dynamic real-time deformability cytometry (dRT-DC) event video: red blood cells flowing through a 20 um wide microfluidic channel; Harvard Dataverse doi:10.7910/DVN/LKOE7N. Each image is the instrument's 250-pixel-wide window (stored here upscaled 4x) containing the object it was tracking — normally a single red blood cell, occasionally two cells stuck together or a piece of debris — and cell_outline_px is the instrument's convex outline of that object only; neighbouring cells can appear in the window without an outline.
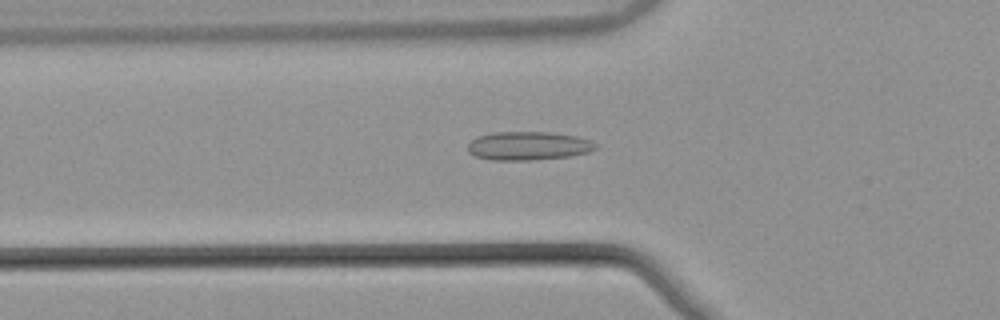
{"species": "common noctule bat (a hibernating species)", "species_latin": "Nyctalus noctula", "temperature_condition": "warm", "stored_images_in_passage": 53, "camera_frame_rate_fps": 3000, "um_per_image_px": 0.085, "animal": {"sex": "male", "body_mass_g": 21.5, "forearm_length_mm": 52.0}, "frame": {"image": 1, "passage_image": 19, "time_ms": 6.0, "image_size_px": [1000, 320], "cell_outline_px": [[596, 148], [588, 152], [572, 156], [532, 160], [492, 160], [476, 156], [468, 152], [468, 144], [476, 136], [492, 132], [548, 132], [576, 136], [592, 140], [596, 144]], "centroid_in_image_um": [44.9, 12.39], "position_along_channel_um": 80.9, "area_um2": 21.39}}
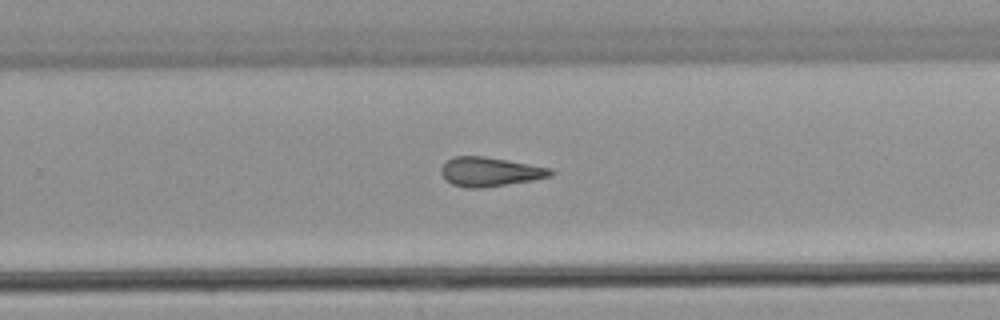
{"frame": {"image": 2, "passage_image": 35, "time_ms": 11.333, "image_size_px": [1000, 320], "cell_outline_px": [[552, 176], [532, 180], [484, 188], [464, 188], [452, 184], [444, 176], [440, 168], [448, 160], [456, 156], [484, 156], [552, 168]], "centroid_in_image_um": [41.66, 14.6], "position_along_channel_um": 288.1, "area_um2": 18.44}}
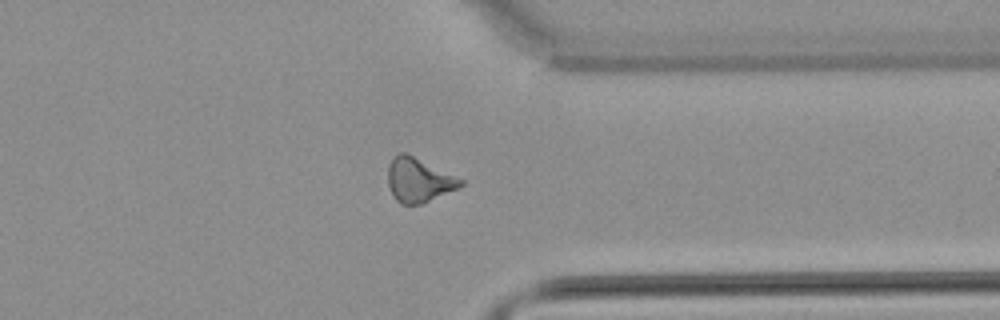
{"frame": {"image": 3, "passage_image": 42, "time_ms": 13.667, "image_size_px": [1000, 320], "cell_outline_px": [[464, 184], [424, 204], [400, 204], [396, 200], [388, 184], [388, 164], [400, 152], [408, 152], [464, 180]], "centroid_in_image_um": [35.59, 15.29], "position_along_channel_um": 375.8, "area_um2": 18.73}, "authors_computed_cell_mechanics": {"area_um2": 19.1318, "velocity_mm_per_s": 3.8918, "shape_relaxation_time_tau1_ms": null, "shape_relaxation_time_tau2_ms": 4.2658, "deformation_change_tau1": null, "deformation_change_tau2": 0.1221}}